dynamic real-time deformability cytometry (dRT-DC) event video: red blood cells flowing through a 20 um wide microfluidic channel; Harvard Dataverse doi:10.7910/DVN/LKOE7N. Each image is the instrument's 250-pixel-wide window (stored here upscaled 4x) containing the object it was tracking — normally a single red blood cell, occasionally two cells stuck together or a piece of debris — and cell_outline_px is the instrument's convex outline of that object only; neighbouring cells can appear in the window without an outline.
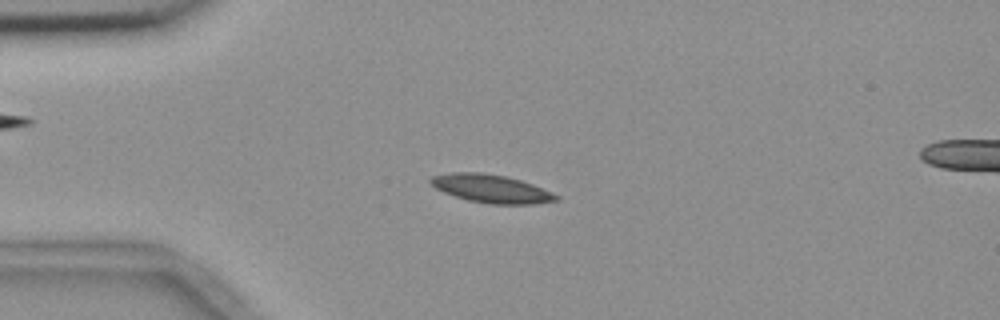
{"species": "common noctule bat (a hibernating species)", "species_latin": "Nyctalus noctula", "temperature_condition": "room temperature", "stored_images_in_passage": 53, "camera_frame_rate_fps": 3000, "um_per_image_px": 0.085, "animal": {"sex": "female", "body_mass_g": 18.4}, "frame": {"image": 1, "passage_image": 11, "time_ms": 3.333, "image_size_px": [1000, 320], "cell_outline_px": [[560, 200], [536, 204], [488, 204], [468, 200], [444, 192], [428, 184], [428, 180], [432, 176], [452, 172], [480, 172], [504, 176], [520, 180], [532, 184], [552, 192], [560, 196]], "centroid_in_image_um": [41.76, 16.04], "position_along_channel_um": 43.2, "area_um2": 20.69}}
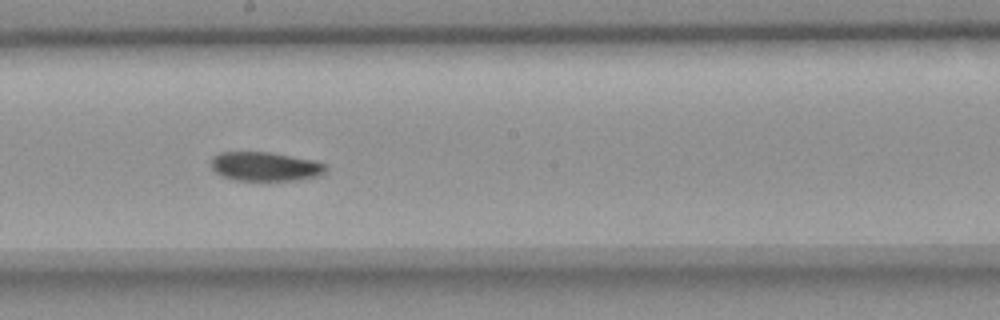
{"frame": {"image": 2, "passage_image": 28, "time_ms": 9.0, "image_size_px": [1000, 320], "cell_outline_px": [[328, 168], [320, 176], [296, 180], [236, 180], [220, 176], [212, 168], [212, 156], [220, 152], [272, 152], [312, 160], [324, 164]], "centroid_in_image_um": [22.53, 14.15], "position_along_channel_um": 225.7, "area_um2": 19.42}}
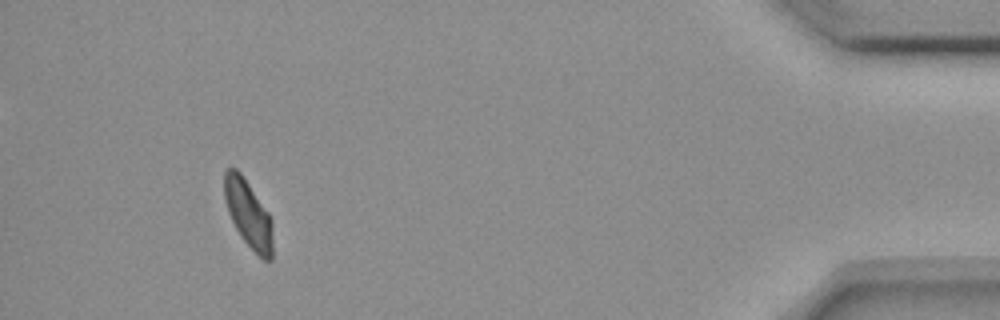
{"frame": {"image": 3, "passage_image": 49, "time_ms": 16.0, "image_size_px": [1000, 320], "cell_outline_px": [[272, 260], [264, 260], [240, 236], [228, 212], [224, 200], [224, 172], [228, 168], [236, 168], [240, 172], [268, 212], [272, 220]], "centroid_in_image_um": [21.1, 18.16], "position_along_channel_um": 414.1, "area_um2": 18.79}}